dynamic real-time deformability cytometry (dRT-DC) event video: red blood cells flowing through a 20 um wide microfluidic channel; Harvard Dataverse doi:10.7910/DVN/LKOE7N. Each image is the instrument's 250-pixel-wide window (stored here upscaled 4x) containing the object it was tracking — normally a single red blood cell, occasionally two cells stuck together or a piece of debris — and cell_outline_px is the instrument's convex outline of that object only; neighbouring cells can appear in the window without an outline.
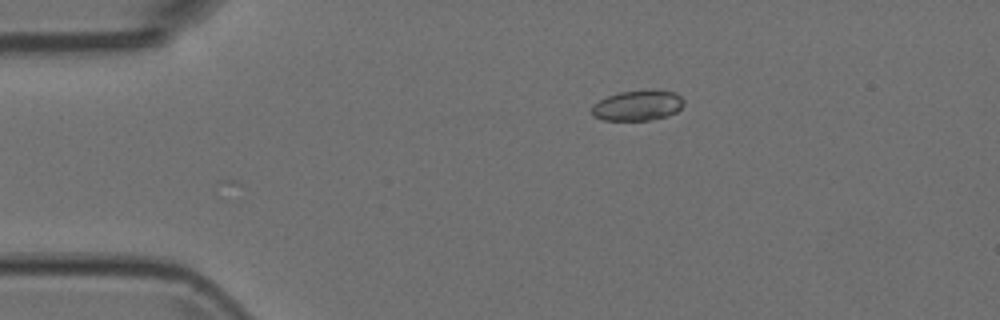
{"species": "Egyptian fruit bat (a non-hibernating species)", "species_latin": "Rousettus aegyptiacus", "temperature_condition": "room temperature", "stored_images_in_passage": 6, "camera_frame_rate_fps": 3000, "um_per_image_px": 0.085, "animal": {"sex": "female"}, "frame": {"image": 1, "passage_image": 3, "time_ms": 0.667, "image_size_px": [1000, 320], "cell_outline_px": [[684, 104], [676, 112], [668, 116], [652, 120], [604, 120], [592, 116], [592, 104], [608, 96], [620, 92], [652, 88], [656, 88], [676, 92], [684, 100]], "centroid_in_image_um": [54.24, 8.94], "position_along_channel_um": 30.8, "area_um2": 16.7}}